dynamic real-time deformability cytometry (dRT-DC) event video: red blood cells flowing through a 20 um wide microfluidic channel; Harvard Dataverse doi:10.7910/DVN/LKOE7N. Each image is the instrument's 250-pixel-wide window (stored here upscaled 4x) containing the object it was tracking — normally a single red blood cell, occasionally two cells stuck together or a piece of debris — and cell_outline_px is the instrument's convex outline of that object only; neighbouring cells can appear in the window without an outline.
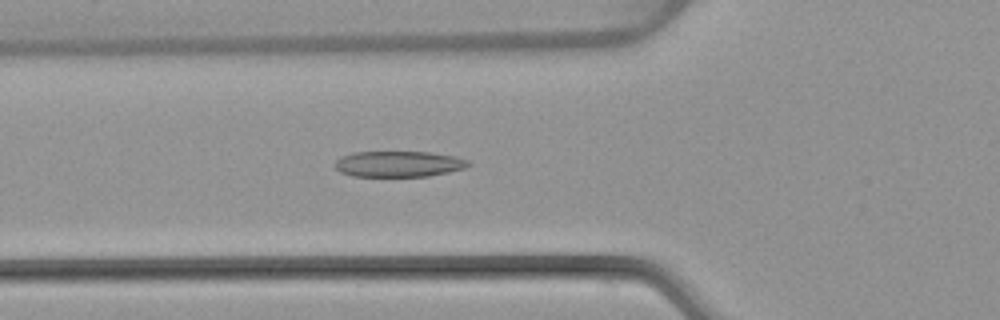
{"species": "common noctule bat (a hibernating species)", "species_latin": "Nyctalus noctula", "temperature_condition": "warm", "stored_images_in_passage": 38, "camera_frame_rate_fps": 3000, "um_per_image_px": 0.085, "animal": {"sex": "female", "body_mass_g": 22.7, "forearm_length_mm": 54.2}, "frame": {"image": 1, "passage_image": 6, "time_ms": 1.667, "image_size_px": [1000, 320], "cell_outline_px": [[472, 164], [464, 168], [448, 172], [428, 176], [352, 176], [340, 172], [332, 164], [340, 156], [352, 152], [428, 152], [456, 156], [468, 160]], "centroid_in_image_um": [33.85, 13.93], "position_along_channel_um": 91.9, "area_um2": 20.23}}
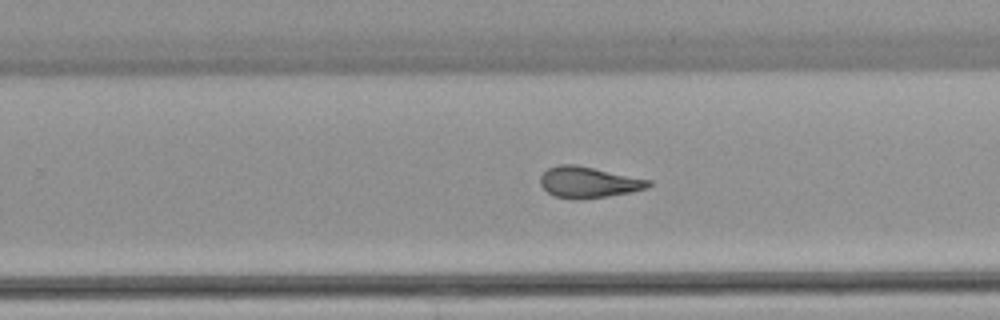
{"frame": {"image": 2, "passage_image": 20, "time_ms": 6.333, "image_size_px": [1000, 320], "cell_outline_px": [[652, 184], [648, 188], [632, 192], [608, 196], [580, 200], [572, 200], [556, 196], [548, 192], [540, 184], [540, 176], [548, 168], [556, 164], [576, 164], [652, 180]], "centroid_in_image_um": [50.04, 15.49], "position_along_channel_um": 279.8, "area_um2": 19.88}}
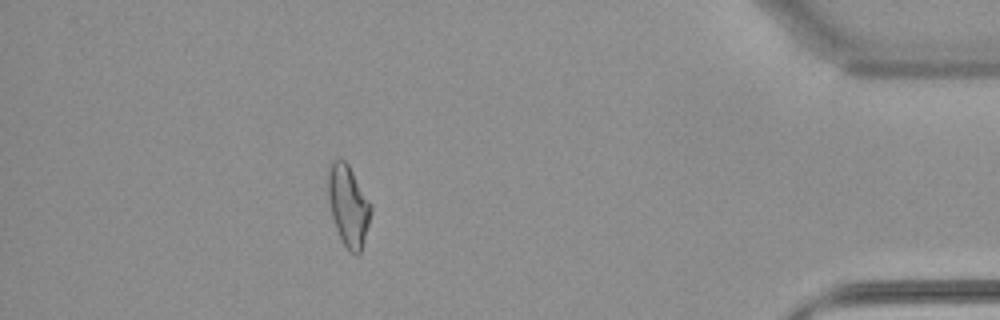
{"frame": {"image": 3, "passage_image": 33, "time_ms": 10.667, "image_size_px": [1000, 320], "cell_outline_px": [[372, 212], [360, 252], [356, 256], [348, 252], [336, 228], [332, 216], [328, 196], [328, 168], [332, 160], [344, 160], [348, 164], [372, 204]], "centroid_in_image_um": [29.61, 17.48], "position_along_channel_um": 405.6, "area_um2": 20.11}, "authors_computed_cell_mechanics": {"area_um2": 19.8254, "velocity_mm_per_s": 4.0251, "shape_relaxation_time_tau1_ms": null, "shape_relaxation_time_tau2_ms": 1.872, "deformation_change_tau1": null, "deformation_change_tau2": 0.1003}}